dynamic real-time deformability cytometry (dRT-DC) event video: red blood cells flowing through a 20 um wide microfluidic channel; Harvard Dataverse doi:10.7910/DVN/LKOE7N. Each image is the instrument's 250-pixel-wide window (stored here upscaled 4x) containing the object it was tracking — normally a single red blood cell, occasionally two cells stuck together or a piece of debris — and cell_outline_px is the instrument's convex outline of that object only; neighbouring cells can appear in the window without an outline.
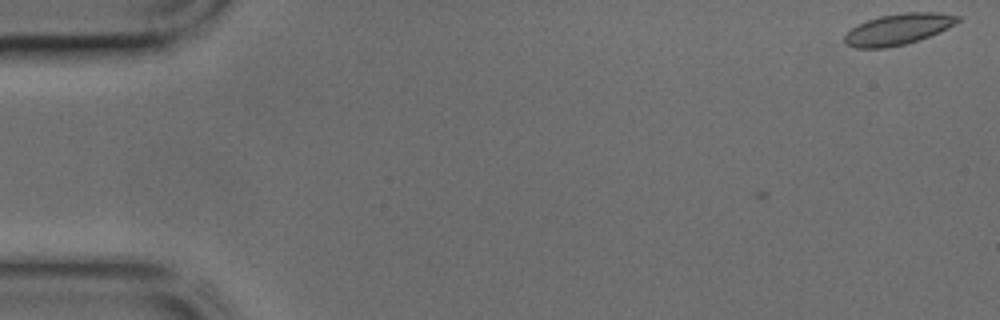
{"species": "common noctule bat (a hibernating species)", "species_latin": "Nyctalus noctula", "temperature_condition": "cold", "stored_images_in_passage": 4, "camera_frame_rate_fps": 3000, "um_per_image_px": 0.085, "animal": {"sex": "male", "body_mass_g": 17.9, "forearm_length_mm": 54.2}, "frame": {"image": 1, "passage_image": 1, "time_ms": 0.0, "image_size_px": [1000, 320], "cell_outline_px": [[960, 20], [956, 24], [948, 28], [928, 36], [904, 44], [884, 48], [856, 48], [844, 44], [844, 36], [852, 28], [868, 20], [880, 16], [904, 12], [936, 12], [960, 16]], "centroid_in_image_um": [76.34, 2.48], "position_along_channel_um": 8.7, "area_um2": 20.23}}